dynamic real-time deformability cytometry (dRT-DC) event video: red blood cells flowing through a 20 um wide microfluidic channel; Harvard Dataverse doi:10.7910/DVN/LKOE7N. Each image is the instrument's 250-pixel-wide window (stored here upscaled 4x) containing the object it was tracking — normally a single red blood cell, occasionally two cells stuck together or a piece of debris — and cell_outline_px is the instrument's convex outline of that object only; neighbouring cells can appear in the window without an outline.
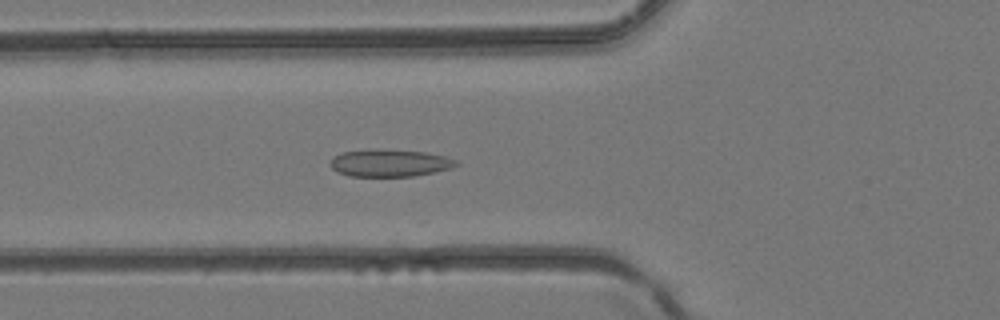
{"species": "common noctule bat (a hibernating species)", "species_latin": "Nyctalus noctula", "temperature_condition": "room temperature", "stored_images_in_passage": 25, "camera_frame_rate_fps": 3000, "um_per_image_px": 0.085, "animal": {"sex": "female", "body_mass_g": 24.6, "forearm_length_mm": 56.2}, "frame": {"image": 1, "passage_image": 15, "time_ms": 4.667, "image_size_px": [1000, 320], "cell_outline_px": [[460, 164], [452, 168], [436, 172], [412, 176], [348, 176], [336, 172], [328, 164], [332, 156], [344, 152], [376, 148], [380, 148], [424, 152], [444, 156], [456, 160]], "centroid_in_image_um": [33.09, 13.85], "position_along_channel_um": 92.7, "area_um2": 20.35}}
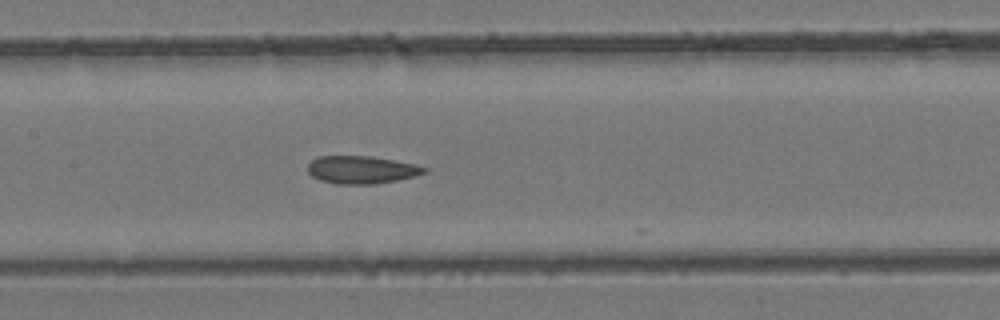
{"frame": {"image": 2, "passage_image": 20, "time_ms": 6.333, "image_size_px": [1000, 320], "cell_outline_px": [[428, 172], [416, 176], [396, 180], [372, 184], [336, 184], [320, 180], [312, 176], [308, 172], [308, 164], [312, 160], [320, 156], [372, 156], [416, 164], [428, 168]], "centroid_in_image_um": [30.76, 14.43], "position_along_channel_um": 176.6, "area_um2": 18.9}}
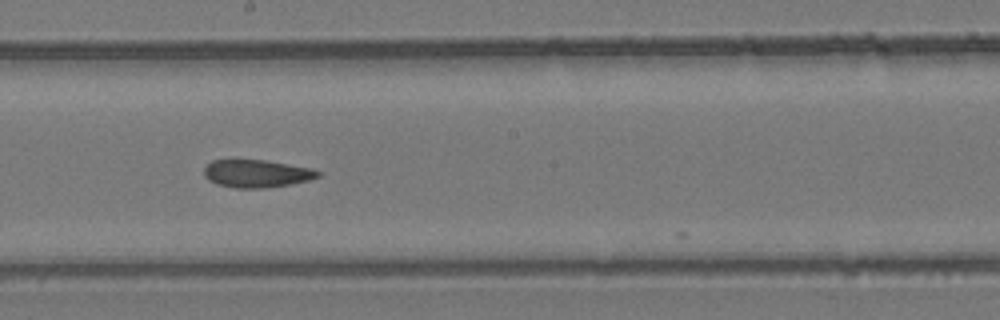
{"frame": {"image": 3, "passage_image": 23, "time_ms": 7.333, "image_size_px": [1000, 320], "cell_outline_px": [[320, 176], [308, 180], [268, 188], [236, 188], [216, 184], [208, 180], [204, 176], [204, 168], [212, 160], [264, 160], [312, 168], [320, 172]], "centroid_in_image_um": [21.79, 14.76], "position_along_channel_um": 226.4, "area_um2": 18.32}}